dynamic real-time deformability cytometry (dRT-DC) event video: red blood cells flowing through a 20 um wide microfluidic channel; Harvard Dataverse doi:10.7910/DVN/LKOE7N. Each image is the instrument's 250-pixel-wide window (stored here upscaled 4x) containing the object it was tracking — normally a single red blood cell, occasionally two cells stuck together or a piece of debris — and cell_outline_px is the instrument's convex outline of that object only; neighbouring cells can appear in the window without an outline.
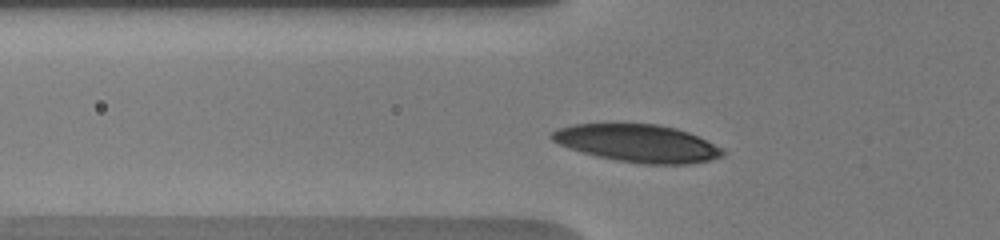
{"species": "human", "species_latin": "Homo sapiens", "temperature_condition": "warm", "stored_images_in_passage": 7, "camera_frame_rate_fps": 3000, "um_per_image_px": 0.085, "donor": {"sex": "male"}, "frame": {"image": 1, "passage_image": 2, "time_ms": 0.333, "image_size_px": [1000, 240], "cell_outline_px": [[728, 152], [724, 156], [712, 160], [692, 164], [644, 164], [616, 160], [584, 152], [560, 144], [552, 140], [548, 136], [556, 128], [572, 124], [656, 124], [676, 128], [688, 132], [724, 148]], "centroid_in_image_um": [54.26, 12.18], "position_along_channel_um": 71.5, "area_um2": 37.45}}
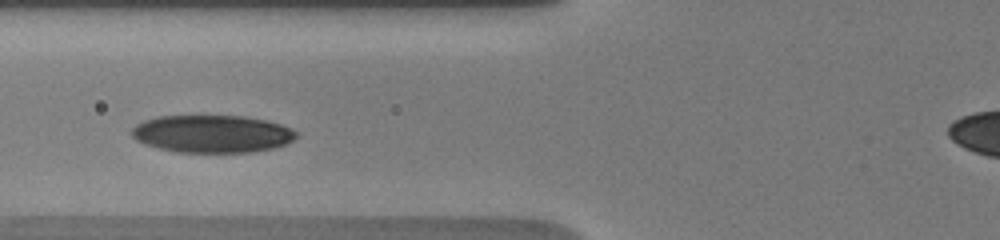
{"frame": {"image": 2, "passage_image": 6, "time_ms": 1.333, "image_size_px": [1000, 240], "cell_outline_px": [[300, 136], [284, 144], [272, 148], [252, 152], [176, 152], [144, 144], [136, 140], [132, 136], [132, 128], [136, 124], [144, 120], [156, 116], [244, 116], [268, 120], [292, 128], [300, 132]], "centroid_in_image_um": [18.06, 11.37], "position_along_channel_um": 107.7, "area_um2": 36.24}}